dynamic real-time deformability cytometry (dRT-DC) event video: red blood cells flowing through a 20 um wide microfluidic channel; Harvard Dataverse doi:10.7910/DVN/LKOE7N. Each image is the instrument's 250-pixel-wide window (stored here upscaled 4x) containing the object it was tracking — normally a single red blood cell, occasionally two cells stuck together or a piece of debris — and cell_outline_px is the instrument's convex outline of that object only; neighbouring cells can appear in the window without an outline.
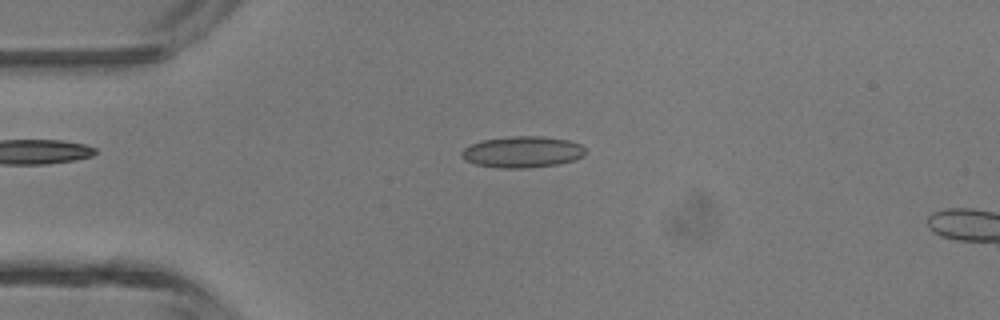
{"species": "common noctule bat (a hibernating species)", "species_latin": "Nyctalus noctula", "temperature_condition": "room temperature", "stored_images_in_passage": 4, "camera_frame_rate_fps": 3000, "um_per_image_px": 0.085, "animal": {"sex": "male", "body_mass_g": 13.3}, "frame": {"image": 1, "passage_image": 3, "time_ms": 0.667, "image_size_px": [1000, 320], "cell_outline_px": [[584, 152], [580, 156], [572, 160], [556, 164], [528, 168], [500, 168], [476, 164], [464, 160], [460, 156], [460, 152], [464, 148], [472, 144], [484, 140], [512, 136], [544, 136], [568, 140], [580, 144], [584, 148]], "centroid_in_image_um": [44.35, 12.91], "position_along_channel_um": 40.6, "area_um2": 22.37}}